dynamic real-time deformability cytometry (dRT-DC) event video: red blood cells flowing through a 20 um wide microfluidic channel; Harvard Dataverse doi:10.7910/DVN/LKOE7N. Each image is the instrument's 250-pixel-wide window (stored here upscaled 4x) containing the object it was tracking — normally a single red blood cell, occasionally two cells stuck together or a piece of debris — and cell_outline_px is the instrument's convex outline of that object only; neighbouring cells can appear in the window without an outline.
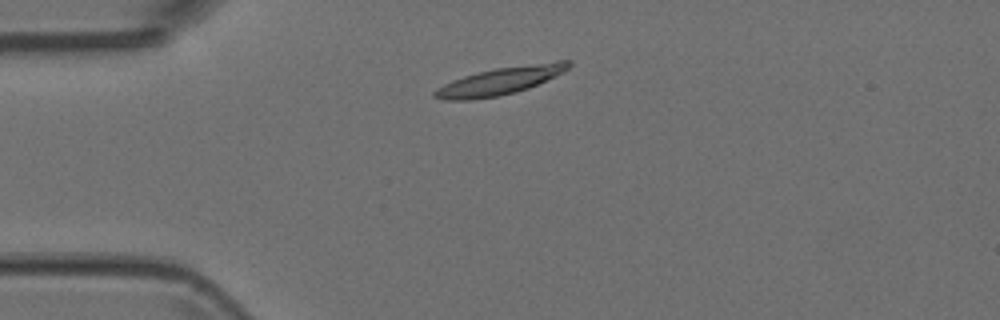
{"species": "Egyptian fruit bat (a non-hibernating species)", "species_latin": "Rousettus aegyptiacus", "temperature_condition": "room temperature", "stored_images_in_passage": 4, "camera_frame_rate_fps": 3000, "um_per_image_px": 0.085, "animal": {"sex": "female"}, "frame": {"image": 1, "passage_image": 2, "time_ms": 0.333, "image_size_px": [1000, 320], "cell_outline_px": [[572, 64], [564, 72], [528, 88], [516, 92], [496, 96], [472, 100], [444, 100], [432, 96], [432, 92], [436, 88], [452, 80], [464, 76], [496, 68], [556, 60], [572, 60]], "centroid_in_image_um": [42.52, 6.87], "position_along_channel_um": 42.5, "area_um2": 21.44}}
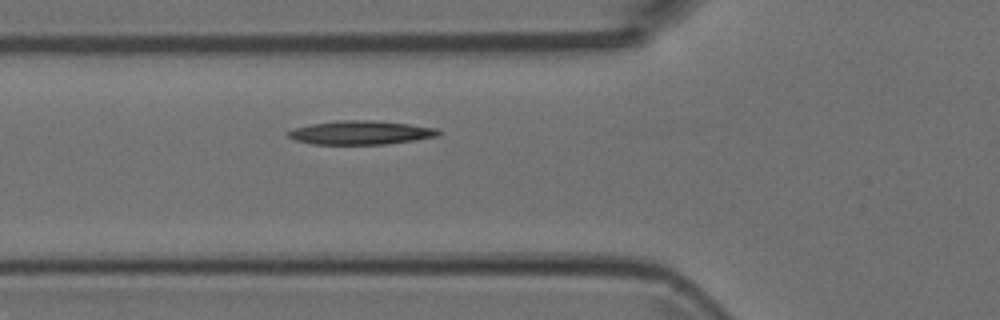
{"frame": {"image": 2, "passage_image": 4, "time_ms": 1.0, "image_size_px": [1000, 320], "cell_outline_px": [[440, 136], [388, 144], [312, 144], [296, 140], [288, 136], [284, 132], [292, 128], [312, 124], [336, 120], [372, 120], [408, 124], [436, 128], [440, 132]], "centroid_in_image_um": [30.63, 11.27], "position_along_channel_um": 95.2, "area_um2": 20.87}}